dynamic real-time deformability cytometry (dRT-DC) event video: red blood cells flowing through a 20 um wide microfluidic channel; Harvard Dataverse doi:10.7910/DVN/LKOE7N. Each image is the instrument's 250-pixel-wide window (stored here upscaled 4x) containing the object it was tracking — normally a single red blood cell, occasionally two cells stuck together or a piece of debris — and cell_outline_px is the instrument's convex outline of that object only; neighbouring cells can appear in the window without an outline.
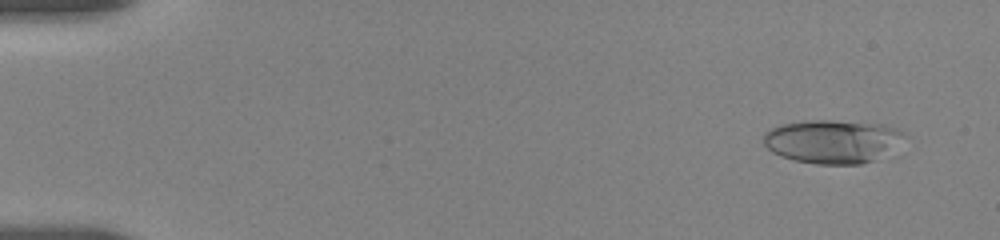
{"species": "human", "species_latin": "Homo sapiens", "temperature_condition": "room temperature", "stored_images_in_passage": 50, "camera_frame_rate_fps": 3000, "um_per_image_px": 0.085, "donor": {"sex": "female"}, "frame": {"image": 1, "passage_image": 3, "time_ms": 1.0, "image_size_px": [1000, 240], "cell_outline_px": [[900, 132], [888, 152], [872, 160], [860, 164], [816, 164], [796, 160], [780, 156], [772, 152], [764, 144], [764, 132], [780, 124], [808, 120], [828, 120], [884, 124], [900, 128]], "centroid_in_image_um": [70.63, 12.01], "position_along_channel_um": 14.4, "area_um2": 34.91}}
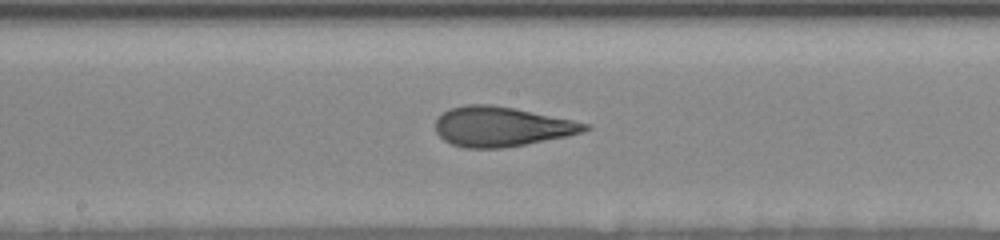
{"frame": {"image": 2, "passage_image": 20, "time_ms": 9.667, "image_size_px": [1000, 240], "cell_outline_px": [[592, 128], [568, 136], [504, 148], [464, 148], [452, 144], [444, 140], [436, 132], [436, 116], [448, 108], [464, 104], [492, 104], [516, 108], [592, 124]], "centroid_in_image_um": [42.61, 10.74], "position_along_channel_um": 205.6, "area_um2": 34.97}}
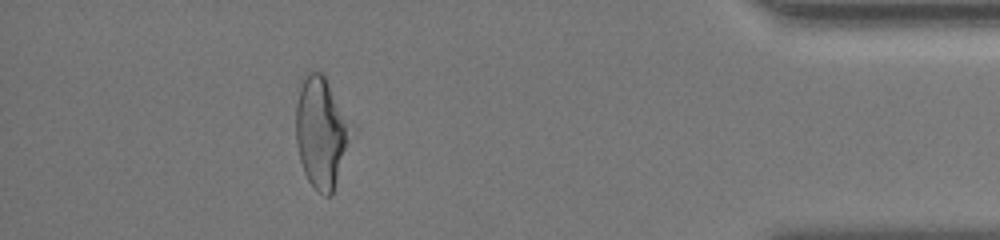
{"frame": {"image": 3, "passage_image": 41, "time_ms": 16.333, "image_size_px": [1000, 240], "cell_outline_px": [[356, 132], [332, 192], [328, 196], [324, 196], [316, 192], [308, 180], [304, 172], [300, 160], [296, 144], [296, 104], [300, 76], [308, 72], [320, 72], [324, 76], [356, 128]], "centroid_in_image_um": [27.34, 11.24], "position_along_channel_um": 407.9, "area_um2": 36.76}, "authors_computed_cell_mechanics": {"area_um2": 34.7089, "velocity_mm_per_s": 3.6875, "shape_relaxation_time_tau1_ms": 6.0182, "shape_relaxation_time_tau2_ms": 1.1767, "deformation_change_tau1": 0.1957, "deformation_change_tau2": 0.0946}}